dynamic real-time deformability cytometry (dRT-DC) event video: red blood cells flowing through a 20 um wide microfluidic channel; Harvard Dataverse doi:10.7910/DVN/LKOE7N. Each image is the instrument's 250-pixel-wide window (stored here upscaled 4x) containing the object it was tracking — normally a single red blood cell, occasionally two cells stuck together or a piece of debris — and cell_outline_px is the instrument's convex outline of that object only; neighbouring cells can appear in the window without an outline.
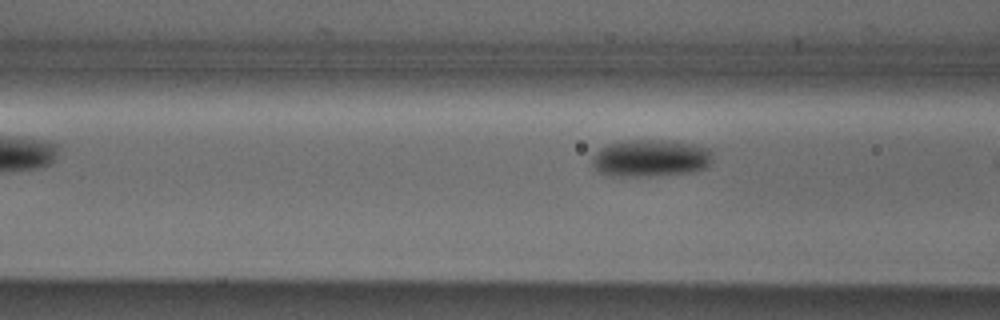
{"species": "Egyptian fruit bat (a non-hibernating species)", "species_latin": "Rousettus aegyptiacus", "temperature_condition": "cold", "stored_images_in_passage": 4, "camera_frame_rate_fps": 3000, "um_per_image_px": 0.085, "animal": {"sex": "male"}, "frame": {"image": 1, "passage_image": 4, "time_ms": 1.0, "image_size_px": [1000, 320], "cell_outline_px": [[712, 160], [704, 168], [692, 172], [648, 176], [612, 176], [596, 172], [592, 168], [592, 156], [600, 148], [608, 144], [628, 140], [668, 140], [692, 144], [708, 148], [712, 152]], "centroid_in_image_um": [55.25, 13.45], "position_along_channel_um": 111.4, "area_um2": 26.3}}